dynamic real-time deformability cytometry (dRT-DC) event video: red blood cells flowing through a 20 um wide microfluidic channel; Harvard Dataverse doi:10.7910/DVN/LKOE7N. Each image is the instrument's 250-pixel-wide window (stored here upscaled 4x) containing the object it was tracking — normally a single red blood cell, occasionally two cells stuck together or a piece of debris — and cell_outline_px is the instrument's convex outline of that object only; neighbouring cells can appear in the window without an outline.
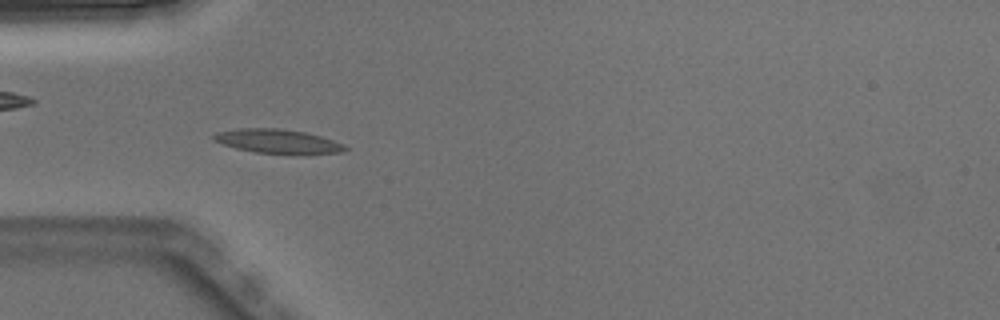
{"species": "Egyptian fruit bat (a non-hibernating species)", "species_latin": "Rousettus aegyptiacus", "temperature_condition": "warm", "stored_images_in_passage": 6, "camera_frame_rate_fps": 3000, "um_per_image_px": 0.085, "animal": {"sex": "male"}, "frame": {"image": 1, "passage_image": 5, "time_ms": 1.333, "image_size_px": [1000, 320], "cell_outline_px": [[348, 148], [344, 152], [304, 156], [252, 152], [236, 148], [212, 140], [212, 136], [216, 132], [236, 128], [276, 128], [304, 132], [320, 136], [344, 144]], "centroid_in_image_um": [23.65, 12.05], "position_along_channel_um": 61.4, "area_um2": 19.07}}